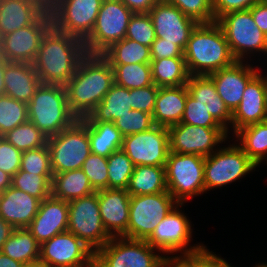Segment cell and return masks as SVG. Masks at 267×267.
I'll list each match as a JSON object with an SVG mask.
<instances>
[{"mask_svg":"<svg viewBox=\"0 0 267 267\" xmlns=\"http://www.w3.org/2000/svg\"><path fill=\"white\" fill-rule=\"evenodd\" d=\"M28 119L47 138L71 127L78 118L71 112L63 85L41 84L27 103Z\"/></svg>","mask_w":267,"mask_h":267,"instance_id":"3","label":"cell"},{"mask_svg":"<svg viewBox=\"0 0 267 267\" xmlns=\"http://www.w3.org/2000/svg\"><path fill=\"white\" fill-rule=\"evenodd\" d=\"M95 191L108 189L107 158L90 153L81 168Z\"/></svg>","mask_w":267,"mask_h":267,"instance_id":"46","label":"cell"},{"mask_svg":"<svg viewBox=\"0 0 267 267\" xmlns=\"http://www.w3.org/2000/svg\"><path fill=\"white\" fill-rule=\"evenodd\" d=\"M40 247L41 244L27 228H16L4 243L1 252L23 264L39 261Z\"/></svg>","mask_w":267,"mask_h":267,"instance_id":"32","label":"cell"},{"mask_svg":"<svg viewBox=\"0 0 267 267\" xmlns=\"http://www.w3.org/2000/svg\"><path fill=\"white\" fill-rule=\"evenodd\" d=\"M204 161L205 157L197 154L168 153L165 165L167 190L179 204L205 192Z\"/></svg>","mask_w":267,"mask_h":267,"instance_id":"6","label":"cell"},{"mask_svg":"<svg viewBox=\"0 0 267 267\" xmlns=\"http://www.w3.org/2000/svg\"><path fill=\"white\" fill-rule=\"evenodd\" d=\"M32 25L39 34L40 41H83L73 36L63 23L61 10L42 19H32Z\"/></svg>","mask_w":267,"mask_h":267,"instance_id":"39","label":"cell"},{"mask_svg":"<svg viewBox=\"0 0 267 267\" xmlns=\"http://www.w3.org/2000/svg\"><path fill=\"white\" fill-rule=\"evenodd\" d=\"M114 84L113 69L102 54H86L75 74L64 85L71 112L87 117Z\"/></svg>","mask_w":267,"mask_h":267,"instance_id":"1","label":"cell"},{"mask_svg":"<svg viewBox=\"0 0 267 267\" xmlns=\"http://www.w3.org/2000/svg\"><path fill=\"white\" fill-rule=\"evenodd\" d=\"M148 14L153 22L156 38H160V42L174 43L184 51L190 34L198 23L164 0H159Z\"/></svg>","mask_w":267,"mask_h":267,"instance_id":"17","label":"cell"},{"mask_svg":"<svg viewBox=\"0 0 267 267\" xmlns=\"http://www.w3.org/2000/svg\"><path fill=\"white\" fill-rule=\"evenodd\" d=\"M31 19L47 18L59 9V0H28Z\"/></svg>","mask_w":267,"mask_h":267,"instance_id":"54","label":"cell"},{"mask_svg":"<svg viewBox=\"0 0 267 267\" xmlns=\"http://www.w3.org/2000/svg\"><path fill=\"white\" fill-rule=\"evenodd\" d=\"M86 54L83 41H42L32 65L41 84L64 86Z\"/></svg>","mask_w":267,"mask_h":267,"instance_id":"4","label":"cell"},{"mask_svg":"<svg viewBox=\"0 0 267 267\" xmlns=\"http://www.w3.org/2000/svg\"><path fill=\"white\" fill-rule=\"evenodd\" d=\"M125 38L151 47L156 39V33L150 15L134 13L129 20Z\"/></svg>","mask_w":267,"mask_h":267,"instance_id":"43","label":"cell"},{"mask_svg":"<svg viewBox=\"0 0 267 267\" xmlns=\"http://www.w3.org/2000/svg\"><path fill=\"white\" fill-rule=\"evenodd\" d=\"M22 263L6 256L0 251V267H21Z\"/></svg>","mask_w":267,"mask_h":267,"instance_id":"59","label":"cell"},{"mask_svg":"<svg viewBox=\"0 0 267 267\" xmlns=\"http://www.w3.org/2000/svg\"><path fill=\"white\" fill-rule=\"evenodd\" d=\"M121 149L134 166H165L169 153L168 128L155 125L147 131L125 136Z\"/></svg>","mask_w":267,"mask_h":267,"instance_id":"16","label":"cell"},{"mask_svg":"<svg viewBox=\"0 0 267 267\" xmlns=\"http://www.w3.org/2000/svg\"><path fill=\"white\" fill-rule=\"evenodd\" d=\"M114 83L127 89H139L154 84L151 64L111 65Z\"/></svg>","mask_w":267,"mask_h":267,"instance_id":"37","label":"cell"},{"mask_svg":"<svg viewBox=\"0 0 267 267\" xmlns=\"http://www.w3.org/2000/svg\"><path fill=\"white\" fill-rule=\"evenodd\" d=\"M39 34L33 25L1 37V55L8 62L33 63L40 47Z\"/></svg>","mask_w":267,"mask_h":267,"instance_id":"25","label":"cell"},{"mask_svg":"<svg viewBox=\"0 0 267 267\" xmlns=\"http://www.w3.org/2000/svg\"><path fill=\"white\" fill-rule=\"evenodd\" d=\"M3 137L22 152L43 147L47 144L48 139L47 136L29 120L8 131Z\"/></svg>","mask_w":267,"mask_h":267,"instance_id":"38","label":"cell"},{"mask_svg":"<svg viewBox=\"0 0 267 267\" xmlns=\"http://www.w3.org/2000/svg\"><path fill=\"white\" fill-rule=\"evenodd\" d=\"M256 167L239 145L220 148L205 157V192L235 182Z\"/></svg>","mask_w":267,"mask_h":267,"instance_id":"12","label":"cell"},{"mask_svg":"<svg viewBox=\"0 0 267 267\" xmlns=\"http://www.w3.org/2000/svg\"><path fill=\"white\" fill-rule=\"evenodd\" d=\"M68 231L73 233L94 253L112 236L105 229L100 215L98 191L68 202Z\"/></svg>","mask_w":267,"mask_h":267,"instance_id":"8","label":"cell"},{"mask_svg":"<svg viewBox=\"0 0 267 267\" xmlns=\"http://www.w3.org/2000/svg\"><path fill=\"white\" fill-rule=\"evenodd\" d=\"M21 267H43L39 261L23 263Z\"/></svg>","mask_w":267,"mask_h":267,"instance_id":"63","label":"cell"},{"mask_svg":"<svg viewBox=\"0 0 267 267\" xmlns=\"http://www.w3.org/2000/svg\"><path fill=\"white\" fill-rule=\"evenodd\" d=\"M179 8L197 23L214 22L212 0H164Z\"/></svg>","mask_w":267,"mask_h":267,"instance_id":"47","label":"cell"},{"mask_svg":"<svg viewBox=\"0 0 267 267\" xmlns=\"http://www.w3.org/2000/svg\"><path fill=\"white\" fill-rule=\"evenodd\" d=\"M27 104L10 96H0V136L27 122Z\"/></svg>","mask_w":267,"mask_h":267,"instance_id":"42","label":"cell"},{"mask_svg":"<svg viewBox=\"0 0 267 267\" xmlns=\"http://www.w3.org/2000/svg\"><path fill=\"white\" fill-rule=\"evenodd\" d=\"M14 227L7 223L3 218L0 217V251L7 241V239L11 236L14 231Z\"/></svg>","mask_w":267,"mask_h":267,"instance_id":"58","label":"cell"},{"mask_svg":"<svg viewBox=\"0 0 267 267\" xmlns=\"http://www.w3.org/2000/svg\"><path fill=\"white\" fill-rule=\"evenodd\" d=\"M249 10L256 25L267 35V0L256 3Z\"/></svg>","mask_w":267,"mask_h":267,"instance_id":"55","label":"cell"},{"mask_svg":"<svg viewBox=\"0 0 267 267\" xmlns=\"http://www.w3.org/2000/svg\"><path fill=\"white\" fill-rule=\"evenodd\" d=\"M216 22L237 61L245 62L244 56L253 51L267 54V35L256 25L249 9L224 14Z\"/></svg>","mask_w":267,"mask_h":267,"instance_id":"10","label":"cell"},{"mask_svg":"<svg viewBox=\"0 0 267 267\" xmlns=\"http://www.w3.org/2000/svg\"><path fill=\"white\" fill-rule=\"evenodd\" d=\"M68 216V201L51 195L41 201L39 210L27 229L42 244L68 230Z\"/></svg>","mask_w":267,"mask_h":267,"instance_id":"20","label":"cell"},{"mask_svg":"<svg viewBox=\"0 0 267 267\" xmlns=\"http://www.w3.org/2000/svg\"><path fill=\"white\" fill-rule=\"evenodd\" d=\"M168 132L169 152L197 154L203 157L215 152L218 149L216 145L225 142L228 137L224 128H207L181 122L168 127Z\"/></svg>","mask_w":267,"mask_h":267,"instance_id":"14","label":"cell"},{"mask_svg":"<svg viewBox=\"0 0 267 267\" xmlns=\"http://www.w3.org/2000/svg\"><path fill=\"white\" fill-rule=\"evenodd\" d=\"M0 58H2V55H1V37H0Z\"/></svg>","mask_w":267,"mask_h":267,"instance_id":"65","label":"cell"},{"mask_svg":"<svg viewBox=\"0 0 267 267\" xmlns=\"http://www.w3.org/2000/svg\"><path fill=\"white\" fill-rule=\"evenodd\" d=\"M103 0H59L63 23L69 32L84 40L96 22Z\"/></svg>","mask_w":267,"mask_h":267,"instance_id":"23","label":"cell"},{"mask_svg":"<svg viewBox=\"0 0 267 267\" xmlns=\"http://www.w3.org/2000/svg\"><path fill=\"white\" fill-rule=\"evenodd\" d=\"M130 198L126 189L108 188L98 191L102 222L112 237L127 238Z\"/></svg>","mask_w":267,"mask_h":267,"instance_id":"19","label":"cell"},{"mask_svg":"<svg viewBox=\"0 0 267 267\" xmlns=\"http://www.w3.org/2000/svg\"><path fill=\"white\" fill-rule=\"evenodd\" d=\"M160 267H192V252L180 256H163Z\"/></svg>","mask_w":267,"mask_h":267,"instance_id":"56","label":"cell"},{"mask_svg":"<svg viewBox=\"0 0 267 267\" xmlns=\"http://www.w3.org/2000/svg\"><path fill=\"white\" fill-rule=\"evenodd\" d=\"M131 110L130 89L114 83L101 103L83 119L86 122H114L120 116L129 113Z\"/></svg>","mask_w":267,"mask_h":267,"instance_id":"28","label":"cell"},{"mask_svg":"<svg viewBox=\"0 0 267 267\" xmlns=\"http://www.w3.org/2000/svg\"><path fill=\"white\" fill-rule=\"evenodd\" d=\"M257 267H267V263L266 264H261V265H257Z\"/></svg>","mask_w":267,"mask_h":267,"instance_id":"64","label":"cell"},{"mask_svg":"<svg viewBox=\"0 0 267 267\" xmlns=\"http://www.w3.org/2000/svg\"><path fill=\"white\" fill-rule=\"evenodd\" d=\"M53 175L81 169L91 153L88 124L82 118L47 139Z\"/></svg>","mask_w":267,"mask_h":267,"instance_id":"5","label":"cell"},{"mask_svg":"<svg viewBox=\"0 0 267 267\" xmlns=\"http://www.w3.org/2000/svg\"><path fill=\"white\" fill-rule=\"evenodd\" d=\"M4 84L7 96L27 104L41 82L31 63L8 62L5 66Z\"/></svg>","mask_w":267,"mask_h":267,"instance_id":"26","label":"cell"},{"mask_svg":"<svg viewBox=\"0 0 267 267\" xmlns=\"http://www.w3.org/2000/svg\"><path fill=\"white\" fill-rule=\"evenodd\" d=\"M179 206H183V204L178 203L160 221L154 232L146 240L153 248L161 251L163 254L177 253L180 251V254L183 255L196 251L203 246L202 244L188 246L192 238V226L187 216L179 211Z\"/></svg>","mask_w":267,"mask_h":267,"instance_id":"15","label":"cell"},{"mask_svg":"<svg viewBox=\"0 0 267 267\" xmlns=\"http://www.w3.org/2000/svg\"><path fill=\"white\" fill-rule=\"evenodd\" d=\"M53 175H37L19 170L11 179V186L41 201L51 196Z\"/></svg>","mask_w":267,"mask_h":267,"instance_id":"40","label":"cell"},{"mask_svg":"<svg viewBox=\"0 0 267 267\" xmlns=\"http://www.w3.org/2000/svg\"><path fill=\"white\" fill-rule=\"evenodd\" d=\"M108 188L127 189L134 165L122 149L107 157Z\"/></svg>","mask_w":267,"mask_h":267,"instance_id":"41","label":"cell"},{"mask_svg":"<svg viewBox=\"0 0 267 267\" xmlns=\"http://www.w3.org/2000/svg\"><path fill=\"white\" fill-rule=\"evenodd\" d=\"M22 151L0 136V169L14 176L21 166Z\"/></svg>","mask_w":267,"mask_h":267,"instance_id":"49","label":"cell"},{"mask_svg":"<svg viewBox=\"0 0 267 267\" xmlns=\"http://www.w3.org/2000/svg\"><path fill=\"white\" fill-rule=\"evenodd\" d=\"M184 59L190 76H208L237 61L216 21L196 25L184 49Z\"/></svg>","mask_w":267,"mask_h":267,"instance_id":"2","label":"cell"},{"mask_svg":"<svg viewBox=\"0 0 267 267\" xmlns=\"http://www.w3.org/2000/svg\"><path fill=\"white\" fill-rule=\"evenodd\" d=\"M188 94L186 85L160 87L152 115L154 124L167 128L179 124L182 120Z\"/></svg>","mask_w":267,"mask_h":267,"instance_id":"27","label":"cell"},{"mask_svg":"<svg viewBox=\"0 0 267 267\" xmlns=\"http://www.w3.org/2000/svg\"><path fill=\"white\" fill-rule=\"evenodd\" d=\"M41 200L13 186L0 194V217L16 228H27L36 216Z\"/></svg>","mask_w":267,"mask_h":267,"instance_id":"22","label":"cell"},{"mask_svg":"<svg viewBox=\"0 0 267 267\" xmlns=\"http://www.w3.org/2000/svg\"><path fill=\"white\" fill-rule=\"evenodd\" d=\"M181 123L207 128H223L205 108L188 94Z\"/></svg>","mask_w":267,"mask_h":267,"instance_id":"48","label":"cell"},{"mask_svg":"<svg viewBox=\"0 0 267 267\" xmlns=\"http://www.w3.org/2000/svg\"><path fill=\"white\" fill-rule=\"evenodd\" d=\"M155 250L146 240L112 237L94 253V267H160Z\"/></svg>","mask_w":267,"mask_h":267,"instance_id":"9","label":"cell"},{"mask_svg":"<svg viewBox=\"0 0 267 267\" xmlns=\"http://www.w3.org/2000/svg\"><path fill=\"white\" fill-rule=\"evenodd\" d=\"M20 170L37 175H53L47 144L43 147L24 151L21 157Z\"/></svg>","mask_w":267,"mask_h":267,"instance_id":"44","label":"cell"},{"mask_svg":"<svg viewBox=\"0 0 267 267\" xmlns=\"http://www.w3.org/2000/svg\"><path fill=\"white\" fill-rule=\"evenodd\" d=\"M134 13L120 0H103L92 32L83 40L88 54H103L125 38Z\"/></svg>","mask_w":267,"mask_h":267,"instance_id":"7","label":"cell"},{"mask_svg":"<svg viewBox=\"0 0 267 267\" xmlns=\"http://www.w3.org/2000/svg\"><path fill=\"white\" fill-rule=\"evenodd\" d=\"M43 267H94V252L68 230L41 244Z\"/></svg>","mask_w":267,"mask_h":267,"instance_id":"13","label":"cell"},{"mask_svg":"<svg viewBox=\"0 0 267 267\" xmlns=\"http://www.w3.org/2000/svg\"><path fill=\"white\" fill-rule=\"evenodd\" d=\"M32 25L28 0H0V37Z\"/></svg>","mask_w":267,"mask_h":267,"instance_id":"36","label":"cell"},{"mask_svg":"<svg viewBox=\"0 0 267 267\" xmlns=\"http://www.w3.org/2000/svg\"><path fill=\"white\" fill-rule=\"evenodd\" d=\"M133 13H148L159 0H120Z\"/></svg>","mask_w":267,"mask_h":267,"instance_id":"57","label":"cell"},{"mask_svg":"<svg viewBox=\"0 0 267 267\" xmlns=\"http://www.w3.org/2000/svg\"><path fill=\"white\" fill-rule=\"evenodd\" d=\"M96 192L82 169L55 173L52 178L51 195L57 199L70 201Z\"/></svg>","mask_w":267,"mask_h":267,"instance_id":"29","label":"cell"},{"mask_svg":"<svg viewBox=\"0 0 267 267\" xmlns=\"http://www.w3.org/2000/svg\"><path fill=\"white\" fill-rule=\"evenodd\" d=\"M263 88H264V101H265V109L267 112V76H263Z\"/></svg>","mask_w":267,"mask_h":267,"instance_id":"62","label":"cell"},{"mask_svg":"<svg viewBox=\"0 0 267 267\" xmlns=\"http://www.w3.org/2000/svg\"><path fill=\"white\" fill-rule=\"evenodd\" d=\"M177 204L169 192L131 196L127 238L147 240Z\"/></svg>","mask_w":267,"mask_h":267,"instance_id":"11","label":"cell"},{"mask_svg":"<svg viewBox=\"0 0 267 267\" xmlns=\"http://www.w3.org/2000/svg\"><path fill=\"white\" fill-rule=\"evenodd\" d=\"M8 63L4 58H0V96L6 95L5 84H4V73L5 66Z\"/></svg>","mask_w":267,"mask_h":267,"instance_id":"61","label":"cell"},{"mask_svg":"<svg viewBox=\"0 0 267 267\" xmlns=\"http://www.w3.org/2000/svg\"><path fill=\"white\" fill-rule=\"evenodd\" d=\"M159 87L154 84L139 89H130L132 109L153 115Z\"/></svg>","mask_w":267,"mask_h":267,"instance_id":"50","label":"cell"},{"mask_svg":"<svg viewBox=\"0 0 267 267\" xmlns=\"http://www.w3.org/2000/svg\"><path fill=\"white\" fill-rule=\"evenodd\" d=\"M266 120L263 75L258 72L246 85L240 104L232 112L231 127L235 134L246 126Z\"/></svg>","mask_w":267,"mask_h":267,"instance_id":"21","label":"cell"},{"mask_svg":"<svg viewBox=\"0 0 267 267\" xmlns=\"http://www.w3.org/2000/svg\"><path fill=\"white\" fill-rule=\"evenodd\" d=\"M126 190L130 196L168 192L165 166H134Z\"/></svg>","mask_w":267,"mask_h":267,"instance_id":"30","label":"cell"},{"mask_svg":"<svg viewBox=\"0 0 267 267\" xmlns=\"http://www.w3.org/2000/svg\"><path fill=\"white\" fill-rule=\"evenodd\" d=\"M150 50L152 60L184 58V51L178 45L169 42H160V38L155 39Z\"/></svg>","mask_w":267,"mask_h":267,"instance_id":"53","label":"cell"},{"mask_svg":"<svg viewBox=\"0 0 267 267\" xmlns=\"http://www.w3.org/2000/svg\"><path fill=\"white\" fill-rule=\"evenodd\" d=\"M102 55L110 65L150 64L152 60L150 47L128 38L113 44Z\"/></svg>","mask_w":267,"mask_h":267,"instance_id":"35","label":"cell"},{"mask_svg":"<svg viewBox=\"0 0 267 267\" xmlns=\"http://www.w3.org/2000/svg\"><path fill=\"white\" fill-rule=\"evenodd\" d=\"M192 267H231L228 262L209 252L206 246L192 252Z\"/></svg>","mask_w":267,"mask_h":267,"instance_id":"52","label":"cell"},{"mask_svg":"<svg viewBox=\"0 0 267 267\" xmlns=\"http://www.w3.org/2000/svg\"><path fill=\"white\" fill-rule=\"evenodd\" d=\"M250 64L236 61L208 76L213 80L217 93L228 109L233 112L240 104L248 82L258 73Z\"/></svg>","mask_w":267,"mask_h":267,"instance_id":"18","label":"cell"},{"mask_svg":"<svg viewBox=\"0 0 267 267\" xmlns=\"http://www.w3.org/2000/svg\"><path fill=\"white\" fill-rule=\"evenodd\" d=\"M11 179L12 176L0 169V194L11 186Z\"/></svg>","mask_w":267,"mask_h":267,"instance_id":"60","label":"cell"},{"mask_svg":"<svg viewBox=\"0 0 267 267\" xmlns=\"http://www.w3.org/2000/svg\"><path fill=\"white\" fill-rule=\"evenodd\" d=\"M235 135L241 140L239 146L257 166L267 159V120L246 126Z\"/></svg>","mask_w":267,"mask_h":267,"instance_id":"34","label":"cell"},{"mask_svg":"<svg viewBox=\"0 0 267 267\" xmlns=\"http://www.w3.org/2000/svg\"><path fill=\"white\" fill-rule=\"evenodd\" d=\"M261 1L263 0H212L214 21L230 12L248 10Z\"/></svg>","mask_w":267,"mask_h":267,"instance_id":"51","label":"cell"},{"mask_svg":"<svg viewBox=\"0 0 267 267\" xmlns=\"http://www.w3.org/2000/svg\"><path fill=\"white\" fill-rule=\"evenodd\" d=\"M189 95L211 114L229 132L232 112L217 93L216 86L209 76H190L187 84ZM229 124V125H228Z\"/></svg>","mask_w":267,"mask_h":267,"instance_id":"24","label":"cell"},{"mask_svg":"<svg viewBox=\"0 0 267 267\" xmlns=\"http://www.w3.org/2000/svg\"><path fill=\"white\" fill-rule=\"evenodd\" d=\"M91 153L108 157L122 148L123 136L114 122H87Z\"/></svg>","mask_w":267,"mask_h":267,"instance_id":"31","label":"cell"},{"mask_svg":"<svg viewBox=\"0 0 267 267\" xmlns=\"http://www.w3.org/2000/svg\"><path fill=\"white\" fill-rule=\"evenodd\" d=\"M152 79L157 87L186 85L190 74L184 58L151 60Z\"/></svg>","mask_w":267,"mask_h":267,"instance_id":"33","label":"cell"},{"mask_svg":"<svg viewBox=\"0 0 267 267\" xmlns=\"http://www.w3.org/2000/svg\"><path fill=\"white\" fill-rule=\"evenodd\" d=\"M122 136H128L147 131L155 126L153 116L144 111L132 109L114 121Z\"/></svg>","mask_w":267,"mask_h":267,"instance_id":"45","label":"cell"}]
</instances>
